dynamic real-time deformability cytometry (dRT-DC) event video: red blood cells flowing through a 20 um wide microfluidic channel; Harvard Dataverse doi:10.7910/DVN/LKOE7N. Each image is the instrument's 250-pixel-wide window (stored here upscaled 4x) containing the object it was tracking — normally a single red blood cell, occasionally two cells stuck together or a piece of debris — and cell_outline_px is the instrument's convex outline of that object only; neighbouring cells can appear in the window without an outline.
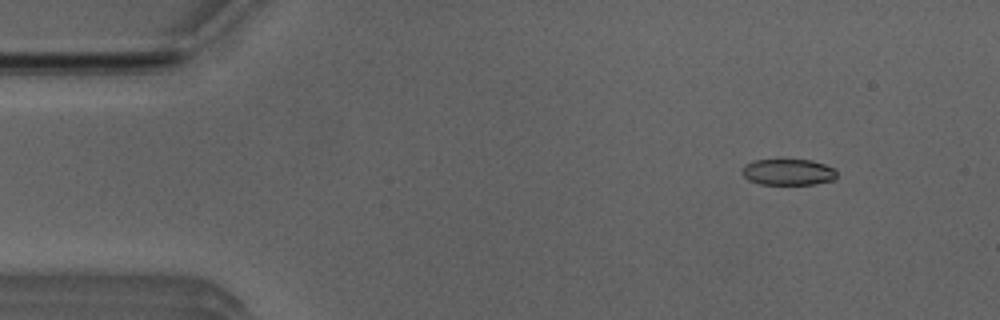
{"species": "Egyptian fruit bat (a non-hibernating species)", "species_latin": "Rousettus aegyptiacus", "temperature_condition": "room temperature", "stored_images_in_passage": 51, "camera_frame_rate_fps": 3000, "um_per_image_px": 0.085, "animal": {"sex": "male"}, "frame": {"image": 1, "passage_image": 6, "time_ms": 1.667, "image_size_px": [1000, 320], "cell_outline_px": [[836, 176], [832, 180], [816, 184], [760, 184], [748, 180], [740, 172], [744, 164], [752, 160], [812, 160], [824, 164], [832, 168], [836, 172]], "centroid_in_image_um": [66.94, 14.62], "position_along_channel_um": 18.1, "area_um2": 14.45}}
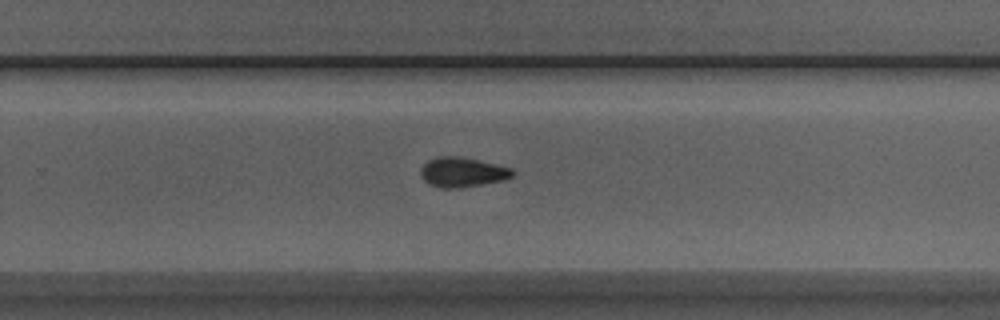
{"frame": {"image": 2, "passage_image": 33, "time_ms": 10.667, "image_size_px": [1000, 320], "cell_outline_px": [[516, 172], [512, 176], [504, 180], [460, 188], [440, 188], [428, 184], [420, 176], [420, 168], [428, 160], [436, 156], [460, 156], [480, 160], [512, 168]], "centroid_in_image_um": [39.29, 14.63], "position_along_channel_um": 290.5, "area_um2": 16.18}}
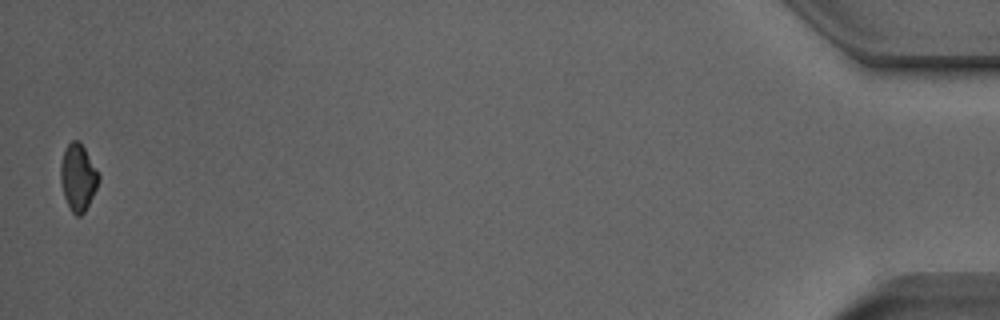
{"frame": {"image": 3, "passage_image": 51, "time_ms": 16.667, "image_size_px": [1000, 320], "cell_outline_px": [[100, 180], [84, 212], [80, 216], [76, 216], [72, 212], [64, 196], [60, 180], [60, 164], [64, 148], [72, 140], [80, 140], [100, 176]], "centroid_in_image_um": [6.62, 15.04], "position_along_channel_um": 428.6, "area_um2": 14.74}, "authors_computed_cell_mechanics": {"area_um2": 15.6638, "velocity_mm_per_s": 3.9872, "shape_relaxation_time_tau1_ms": null, "shape_relaxation_time_tau2_ms": 2.844, "deformation_change_tau1": null, "deformation_change_tau2": 0.0778}}